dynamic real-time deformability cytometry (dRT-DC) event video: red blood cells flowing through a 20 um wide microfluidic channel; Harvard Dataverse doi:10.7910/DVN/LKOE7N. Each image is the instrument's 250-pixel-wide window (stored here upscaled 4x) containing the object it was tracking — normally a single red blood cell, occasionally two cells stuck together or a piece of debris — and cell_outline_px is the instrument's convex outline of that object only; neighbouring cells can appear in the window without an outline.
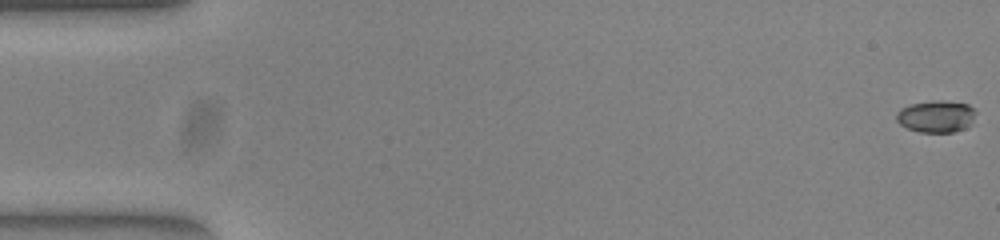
{"species": "common noctule bat (a hibernating species)", "species_latin": "Nyctalus noctula", "temperature_condition": "warm", "stored_images_in_passage": 54, "camera_frame_rate_fps": 3000, "um_per_image_px": 0.085, "animal": {"sex": "female", "body_mass_g": 23.0, "forearm_length_mm": 53.4}, "frame": {"image": 1, "passage_image": 1, "time_ms": 0.0, "image_size_px": [1000, 240], "cell_outline_px": [[976, 112], [972, 124], [964, 128], [952, 132], [920, 132], [908, 128], [900, 124], [896, 120], [896, 112], [900, 108], [912, 104], [936, 100], [940, 100], [968, 104]], "centroid_in_image_um": [79.57, 9.89], "position_along_channel_um": 5.4, "area_um2": 14.74}}
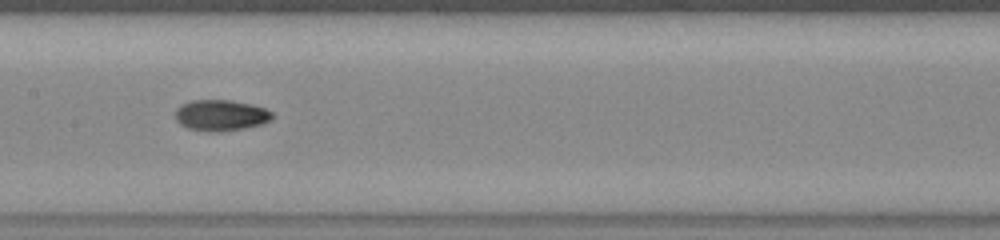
{"frame": {"image": 2, "passage_image": 27, "time_ms": 8.667, "image_size_px": [1000, 240], "cell_outline_px": [[272, 120], [264, 124], [244, 128], [220, 132], [216, 132], [188, 128], [180, 124], [176, 120], [176, 108], [180, 104], [192, 100], [232, 100], [252, 104], [264, 108], [272, 112]], "centroid_in_image_um": [18.78, 9.79], "position_along_channel_um": 188.6, "area_um2": 17.63}}
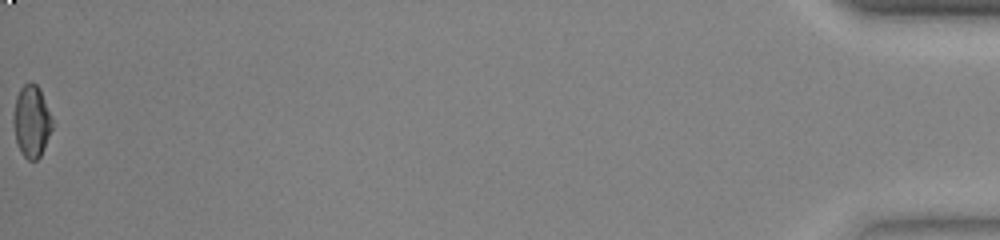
{"frame": {"image": 3, "passage_image": 54, "time_ms": 17.667, "image_size_px": [1000, 240], "cell_outline_px": [[52, 128], [44, 148], [40, 156], [36, 160], [28, 160], [20, 152], [16, 140], [12, 120], [12, 112], [16, 96], [20, 88], [24, 84], [32, 80], [40, 88], [52, 120]], "centroid_in_image_um": [2.65, 10.28], "position_along_channel_um": 432.5, "area_um2": 16.42}, "authors_computed_cell_mechanics": {"area_um2": 16.6464, "velocity_mm_per_s": 3.8975, "shape_relaxation_time_tau1_ms": 9.0157, "shape_relaxation_time_tau2_ms": 3.8356, "deformation_change_tau1": 0.2444, "deformation_change_tau2": 0.0626}}